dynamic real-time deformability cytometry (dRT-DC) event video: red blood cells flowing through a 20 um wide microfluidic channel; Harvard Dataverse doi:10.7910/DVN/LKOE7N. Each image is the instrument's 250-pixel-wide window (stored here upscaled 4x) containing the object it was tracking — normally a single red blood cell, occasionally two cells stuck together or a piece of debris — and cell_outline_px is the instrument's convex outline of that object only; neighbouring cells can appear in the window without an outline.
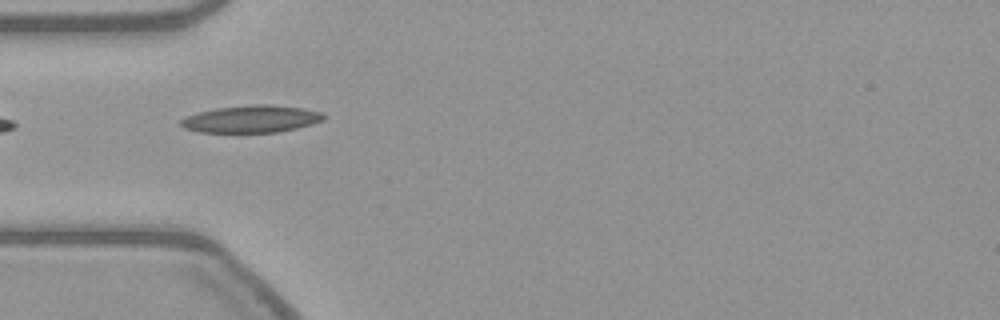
{"species": "common noctule bat (a hibernating species)", "species_latin": "Nyctalus noctula", "temperature_condition": "warm", "stored_images_in_passage": 39, "camera_frame_rate_fps": 3000, "um_per_image_px": 0.085, "animal": {"sex": "female", "body_mass_g": 21.9}, "frame": {"image": 1, "passage_image": 1, "time_ms": 0.0, "image_size_px": [1000, 320], "cell_outline_px": [[324, 120], [312, 124], [296, 128], [276, 132], [200, 132], [184, 128], [180, 124], [180, 120], [184, 116], [196, 112], [216, 108], [256, 104], [268, 104], [304, 108], [320, 112], [324, 116]], "centroid_in_image_um": [21.33, 10.11], "position_along_channel_um": 63.7, "area_um2": 22.66}}
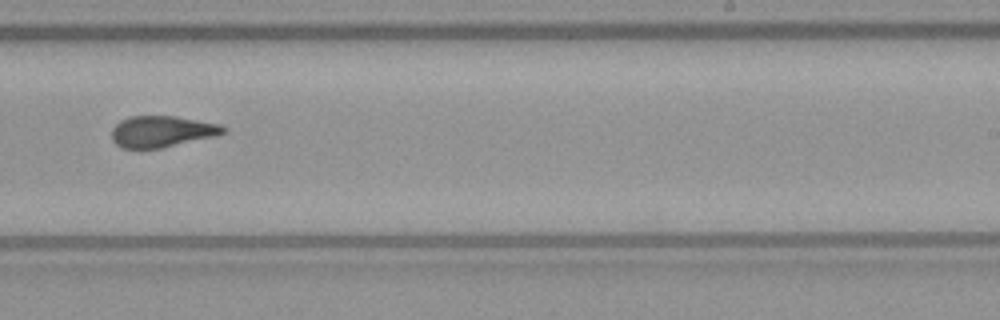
{"frame": {"image": 2, "passage_image": 18, "time_ms": 5.667, "image_size_px": [1000, 320], "cell_outline_px": [[228, 132], [216, 136], [160, 148], [140, 152], [120, 148], [112, 140], [112, 128], [120, 120], [128, 116], [176, 116], [220, 124], [228, 128]], "centroid_in_image_um": [13.73, 11.21], "position_along_channel_um": 275.3, "area_um2": 21.1}}
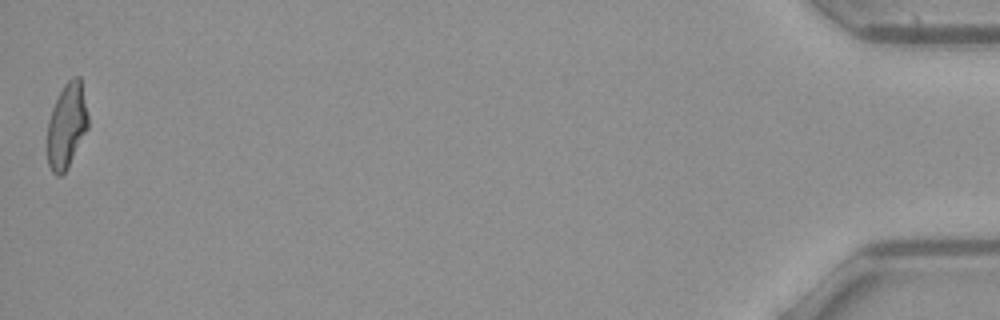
{"frame": {"image": 3, "passage_image": 39, "time_ms": 12.667, "image_size_px": [1000, 320], "cell_outline_px": [[88, 128], [68, 168], [60, 176], [56, 176], [52, 172], [48, 164], [48, 120], [52, 108], [64, 84], [72, 76], [80, 76], [88, 116]], "centroid_in_image_um": [5.68, 10.69], "position_along_channel_um": 429.5, "area_um2": 20.11}}